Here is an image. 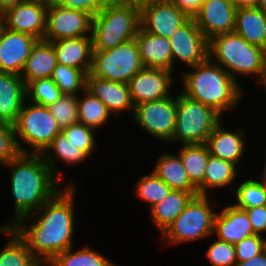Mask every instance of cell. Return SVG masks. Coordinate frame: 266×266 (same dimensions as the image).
<instances>
[{
    "label": "cell",
    "instance_id": "obj_31",
    "mask_svg": "<svg viewBox=\"0 0 266 266\" xmlns=\"http://www.w3.org/2000/svg\"><path fill=\"white\" fill-rule=\"evenodd\" d=\"M236 166L232 162L209 155L204 182L197 188L198 194L207 196L209 188L231 186L237 176Z\"/></svg>",
    "mask_w": 266,
    "mask_h": 266
},
{
    "label": "cell",
    "instance_id": "obj_18",
    "mask_svg": "<svg viewBox=\"0 0 266 266\" xmlns=\"http://www.w3.org/2000/svg\"><path fill=\"white\" fill-rule=\"evenodd\" d=\"M86 90L99 98L112 115L119 116L121 111L126 110L134 112L135 105L126 83L104 80L88 73Z\"/></svg>",
    "mask_w": 266,
    "mask_h": 266
},
{
    "label": "cell",
    "instance_id": "obj_37",
    "mask_svg": "<svg viewBox=\"0 0 266 266\" xmlns=\"http://www.w3.org/2000/svg\"><path fill=\"white\" fill-rule=\"evenodd\" d=\"M237 203L233 204L239 209H248L266 205V187L258 180L247 179L236 190Z\"/></svg>",
    "mask_w": 266,
    "mask_h": 266
},
{
    "label": "cell",
    "instance_id": "obj_12",
    "mask_svg": "<svg viewBox=\"0 0 266 266\" xmlns=\"http://www.w3.org/2000/svg\"><path fill=\"white\" fill-rule=\"evenodd\" d=\"M140 27L157 36L170 38L190 17L170 0H139Z\"/></svg>",
    "mask_w": 266,
    "mask_h": 266
},
{
    "label": "cell",
    "instance_id": "obj_9",
    "mask_svg": "<svg viewBox=\"0 0 266 266\" xmlns=\"http://www.w3.org/2000/svg\"><path fill=\"white\" fill-rule=\"evenodd\" d=\"M134 39L108 50H93L89 74L104 80L126 83L143 68Z\"/></svg>",
    "mask_w": 266,
    "mask_h": 266
},
{
    "label": "cell",
    "instance_id": "obj_19",
    "mask_svg": "<svg viewBox=\"0 0 266 266\" xmlns=\"http://www.w3.org/2000/svg\"><path fill=\"white\" fill-rule=\"evenodd\" d=\"M53 45L57 63L77 68L86 74L92 65L93 44L91 34L50 42Z\"/></svg>",
    "mask_w": 266,
    "mask_h": 266
},
{
    "label": "cell",
    "instance_id": "obj_2",
    "mask_svg": "<svg viewBox=\"0 0 266 266\" xmlns=\"http://www.w3.org/2000/svg\"><path fill=\"white\" fill-rule=\"evenodd\" d=\"M4 166L11 168L15 222L38 210L60 188L41 154L21 153Z\"/></svg>",
    "mask_w": 266,
    "mask_h": 266
},
{
    "label": "cell",
    "instance_id": "obj_29",
    "mask_svg": "<svg viewBox=\"0 0 266 266\" xmlns=\"http://www.w3.org/2000/svg\"><path fill=\"white\" fill-rule=\"evenodd\" d=\"M0 232L10 236L0 250V266H41L42 263L31 253L27 244L11 227H1Z\"/></svg>",
    "mask_w": 266,
    "mask_h": 266
},
{
    "label": "cell",
    "instance_id": "obj_40",
    "mask_svg": "<svg viewBox=\"0 0 266 266\" xmlns=\"http://www.w3.org/2000/svg\"><path fill=\"white\" fill-rule=\"evenodd\" d=\"M94 130L95 129L91 127L77 122L73 125L63 128L62 132L70 142H72L87 156H89L96 146L93 132Z\"/></svg>",
    "mask_w": 266,
    "mask_h": 266
},
{
    "label": "cell",
    "instance_id": "obj_30",
    "mask_svg": "<svg viewBox=\"0 0 266 266\" xmlns=\"http://www.w3.org/2000/svg\"><path fill=\"white\" fill-rule=\"evenodd\" d=\"M178 155L191 183L198 188L203 182L209 159L206 144H182Z\"/></svg>",
    "mask_w": 266,
    "mask_h": 266
},
{
    "label": "cell",
    "instance_id": "obj_32",
    "mask_svg": "<svg viewBox=\"0 0 266 266\" xmlns=\"http://www.w3.org/2000/svg\"><path fill=\"white\" fill-rule=\"evenodd\" d=\"M47 266H116L103 254L89 247L73 252V247L55 255Z\"/></svg>",
    "mask_w": 266,
    "mask_h": 266
},
{
    "label": "cell",
    "instance_id": "obj_15",
    "mask_svg": "<svg viewBox=\"0 0 266 266\" xmlns=\"http://www.w3.org/2000/svg\"><path fill=\"white\" fill-rule=\"evenodd\" d=\"M173 71L143 67L128 82L134 105L170 96Z\"/></svg>",
    "mask_w": 266,
    "mask_h": 266
},
{
    "label": "cell",
    "instance_id": "obj_45",
    "mask_svg": "<svg viewBox=\"0 0 266 266\" xmlns=\"http://www.w3.org/2000/svg\"><path fill=\"white\" fill-rule=\"evenodd\" d=\"M189 17H194L201 9L204 0H170Z\"/></svg>",
    "mask_w": 266,
    "mask_h": 266
},
{
    "label": "cell",
    "instance_id": "obj_14",
    "mask_svg": "<svg viewBox=\"0 0 266 266\" xmlns=\"http://www.w3.org/2000/svg\"><path fill=\"white\" fill-rule=\"evenodd\" d=\"M173 64L179 59L188 67H193L208 58L209 40L190 17L169 38Z\"/></svg>",
    "mask_w": 266,
    "mask_h": 266
},
{
    "label": "cell",
    "instance_id": "obj_34",
    "mask_svg": "<svg viewBox=\"0 0 266 266\" xmlns=\"http://www.w3.org/2000/svg\"><path fill=\"white\" fill-rule=\"evenodd\" d=\"M87 74L81 69L67 67L57 63L51 79L56 83L63 95H78V90L86 89Z\"/></svg>",
    "mask_w": 266,
    "mask_h": 266
},
{
    "label": "cell",
    "instance_id": "obj_11",
    "mask_svg": "<svg viewBox=\"0 0 266 266\" xmlns=\"http://www.w3.org/2000/svg\"><path fill=\"white\" fill-rule=\"evenodd\" d=\"M177 97L168 96L161 100L138 103L134 108V119L155 138L170 141L176 123Z\"/></svg>",
    "mask_w": 266,
    "mask_h": 266
},
{
    "label": "cell",
    "instance_id": "obj_51",
    "mask_svg": "<svg viewBox=\"0 0 266 266\" xmlns=\"http://www.w3.org/2000/svg\"><path fill=\"white\" fill-rule=\"evenodd\" d=\"M260 84L263 85L264 86L263 88L266 89V72H265L264 78Z\"/></svg>",
    "mask_w": 266,
    "mask_h": 266
},
{
    "label": "cell",
    "instance_id": "obj_20",
    "mask_svg": "<svg viewBox=\"0 0 266 266\" xmlns=\"http://www.w3.org/2000/svg\"><path fill=\"white\" fill-rule=\"evenodd\" d=\"M135 40L144 67L173 71L169 38L148 33L139 27Z\"/></svg>",
    "mask_w": 266,
    "mask_h": 266
},
{
    "label": "cell",
    "instance_id": "obj_50",
    "mask_svg": "<svg viewBox=\"0 0 266 266\" xmlns=\"http://www.w3.org/2000/svg\"><path fill=\"white\" fill-rule=\"evenodd\" d=\"M262 178L263 179L261 181H259V182L266 187V164H265V167H264V171L262 173Z\"/></svg>",
    "mask_w": 266,
    "mask_h": 266
},
{
    "label": "cell",
    "instance_id": "obj_33",
    "mask_svg": "<svg viewBox=\"0 0 266 266\" xmlns=\"http://www.w3.org/2000/svg\"><path fill=\"white\" fill-rule=\"evenodd\" d=\"M85 98H78V122L93 129L105 124L111 112L105 104L86 89Z\"/></svg>",
    "mask_w": 266,
    "mask_h": 266
},
{
    "label": "cell",
    "instance_id": "obj_43",
    "mask_svg": "<svg viewBox=\"0 0 266 266\" xmlns=\"http://www.w3.org/2000/svg\"><path fill=\"white\" fill-rule=\"evenodd\" d=\"M58 4L90 13L92 16L100 12L106 5L113 0H54Z\"/></svg>",
    "mask_w": 266,
    "mask_h": 266
},
{
    "label": "cell",
    "instance_id": "obj_4",
    "mask_svg": "<svg viewBox=\"0 0 266 266\" xmlns=\"http://www.w3.org/2000/svg\"><path fill=\"white\" fill-rule=\"evenodd\" d=\"M139 0H113L92 18L93 50H108L136 37Z\"/></svg>",
    "mask_w": 266,
    "mask_h": 266
},
{
    "label": "cell",
    "instance_id": "obj_22",
    "mask_svg": "<svg viewBox=\"0 0 266 266\" xmlns=\"http://www.w3.org/2000/svg\"><path fill=\"white\" fill-rule=\"evenodd\" d=\"M25 101L26 84L21 76L0 72V121L13 125Z\"/></svg>",
    "mask_w": 266,
    "mask_h": 266
},
{
    "label": "cell",
    "instance_id": "obj_3",
    "mask_svg": "<svg viewBox=\"0 0 266 266\" xmlns=\"http://www.w3.org/2000/svg\"><path fill=\"white\" fill-rule=\"evenodd\" d=\"M191 68L192 71L182 74L183 94L212 107L221 115L238 104L243 94L241 85L214 60L208 57Z\"/></svg>",
    "mask_w": 266,
    "mask_h": 266
},
{
    "label": "cell",
    "instance_id": "obj_36",
    "mask_svg": "<svg viewBox=\"0 0 266 266\" xmlns=\"http://www.w3.org/2000/svg\"><path fill=\"white\" fill-rule=\"evenodd\" d=\"M63 94L51 78L36 79L26 85V100L29 103H36L50 106Z\"/></svg>",
    "mask_w": 266,
    "mask_h": 266
},
{
    "label": "cell",
    "instance_id": "obj_35",
    "mask_svg": "<svg viewBox=\"0 0 266 266\" xmlns=\"http://www.w3.org/2000/svg\"><path fill=\"white\" fill-rule=\"evenodd\" d=\"M136 195L140 200L147 202L150 209L162 201L172 190L162 179L157 177L153 172L137 180Z\"/></svg>",
    "mask_w": 266,
    "mask_h": 266
},
{
    "label": "cell",
    "instance_id": "obj_25",
    "mask_svg": "<svg viewBox=\"0 0 266 266\" xmlns=\"http://www.w3.org/2000/svg\"><path fill=\"white\" fill-rule=\"evenodd\" d=\"M234 32L266 50V14L258 7L236 9Z\"/></svg>",
    "mask_w": 266,
    "mask_h": 266
},
{
    "label": "cell",
    "instance_id": "obj_26",
    "mask_svg": "<svg viewBox=\"0 0 266 266\" xmlns=\"http://www.w3.org/2000/svg\"><path fill=\"white\" fill-rule=\"evenodd\" d=\"M158 159L152 172L172 190L198 193V189L189 180L179 155L163 153Z\"/></svg>",
    "mask_w": 266,
    "mask_h": 266
},
{
    "label": "cell",
    "instance_id": "obj_21",
    "mask_svg": "<svg viewBox=\"0 0 266 266\" xmlns=\"http://www.w3.org/2000/svg\"><path fill=\"white\" fill-rule=\"evenodd\" d=\"M214 234L219 240L235 245L242 239L254 235V231L246 211L232 204L216 213Z\"/></svg>",
    "mask_w": 266,
    "mask_h": 266
},
{
    "label": "cell",
    "instance_id": "obj_48",
    "mask_svg": "<svg viewBox=\"0 0 266 266\" xmlns=\"http://www.w3.org/2000/svg\"><path fill=\"white\" fill-rule=\"evenodd\" d=\"M25 1L27 0H0V15L3 14L7 9Z\"/></svg>",
    "mask_w": 266,
    "mask_h": 266
},
{
    "label": "cell",
    "instance_id": "obj_16",
    "mask_svg": "<svg viewBox=\"0 0 266 266\" xmlns=\"http://www.w3.org/2000/svg\"><path fill=\"white\" fill-rule=\"evenodd\" d=\"M38 39L14 32L3 25L0 28V72L21 75L26 60Z\"/></svg>",
    "mask_w": 266,
    "mask_h": 266
},
{
    "label": "cell",
    "instance_id": "obj_7",
    "mask_svg": "<svg viewBox=\"0 0 266 266\" xmlns=\"http://www.w3.org/2000/svg\"><path fill=\"white\" fill-rule=\"evenodd\" d=\"M207 197L194 196L183 212L162 233V240L178 244L212 235L216 213Z\"/></svg>",
    "mask_w": 266,
    "mask_h": 266
},
{
    "label": "cell",
    "instance_id": "obj_42",
    "mask_svg": "<svg viewBox=\"0 0 266 266\" xmlns=\"http://www.w3.org/2000/svg\"><path fill=\"white\" fill-rule=\"evenodd\" d=\"M234 246L238 264L264 252L266 250V238L254 234L242 239Z\"/></svg>",
    "mask_w": 266,
    "mask_h": 266
},
{
    "label": "cell",
    "instance_id": "obj_1",
    "mask_svg": "<svg viewBox=\"0 0 266 266\" xmlns=\"http://www.w3.org/2000/svg\"><path fill=\"white\" fill-rule=\"evenodd\" d=\"M74 186L75 184L69 183L38 210L15 223L2 226L11 227L42 264H47L55 255L73 246L72 237L75 231L73 197L76 188ZM29 217L34 223L26 226L25 221Z\"/></svg>",
    "mask_w": 266,
    "mask_h": 266
},
{
    "label": "cell",
    "instance_id": "obj_10",
    "mask_svg": "<svg viewBox=\"0 0 266 266\" xmlns=\"http://www.w3.org/2000/svg\"><path fill=\"white\" fill-rule=\"evenodd\" d=\"M92 18L93 16L88 12L67 8L54 0H49L43 40L51 42L88 36L92 29Z\"/></svg>",
    "mask_w": 266,
    "mask_h": 266
},
{
    "label": "cell",
    "instance_id": "obj_17",
    "mask_svg": "<svg viewBox=\"0 0 266 266\" xmlns=\"http://www.w3.org/2000/svg\"><path fill=\"white\" fill-rule=\"evenodd\" d=\"M235 13L233 0H204L194 19L203 35L210 40L216 35L234 32Z\"/></svg>",
    "mask_w": 266,
    "mask_h": 266
},
{
    "label": "cell",
    "instance_id": "obj_23",
    "mask_svg": "<svg viewBox=\"0 0 266 266\" xmlns=\"http://www.w3.org/2000/svg\"><path fill=\"white\" fill-rule=\"evenodd\" d=\"M220 122L211 132L206 145L212 156L238 164L245 152L244 131L239 129L237 132L226 131Z\"/></svg>",
    "mask_w": 266,
    "mask_h": 266
},
{
    "label": "cell",
    "instance_id": "obj_52",
    "mask_svg": "<svg viewBox=\"0 0 266 266\" xmlns=\"http://www.w3.org/2000/svg\"><path fill=\"white\" fill-rule=\"evenodd\" d=\"M1 26H2V17L0 15V28H1Z\"/></svg>",
    "mask_w": 266,
    "mask_h": 266
},
{
    "label": "cell",
    "instance_id": "obj_44",
    "mask_svg": "<svg viewBox=\"0 0 266 266\" xmlns=\"http://www.w3.org/2000/svg\"><path fill=\"white\" fill-rule=\"evenodd\" d=\"M243 210L249 217L254 234L261 235L262 232H266V205Z\"/></svg>",
    "mask_w": 266,
    "mask_h": 266
},
{
    "label": "cell",
    "instance_id": "obj_5",
    "mask_svg": "<svg viewBox=\"0 0 266 266\" xmlns=\"http://www.w3.org/2000/svg\"><path fill=\"white\" fill-rule=\"evenodd\" d=\"M208 57L237 81L236 74L256 75L261 83L266 72V50L248 43L235 32L219 34L209 40ZM236 74H235V73Z\"/></svg>",
    "mask_w": 266,
    "mask_h": 266
},
{
    "label": "cell",
    "instance_id": "obj_38",
    "mask_svg": "<svg viewBox=\"0 0 266 266\" xmlns=\"http://www.w3.org/2000/svg\"><path fill=\"white\" fill-rule=\"evenodd\" d=\"M48 108L61 129L78 122V95H62Z\"/></svg>",
    "mask_w": 266,
    "mask_h": 266
},
{
    "label": "cell",
    "instance_id": "obj_46",
    "mask_svg": "<svg viewBox=\"0 0 266 266\" xmlns=\"http://www.w3.org/2000/svg\"><path fill=\"white\" fill-rule=\"evenodd\" d=\"M237 266H266V250L258 256L239 262Z\"/></svg>",
    "mask_w": 266,
    "mask_h": 266
},
{
    "label": "cell",
    "instance_id": "obj_49",
    "mask_svg": "<svg viewBox=\"0 0 266 266\" xmlns=\"http://www.w3.org/2000/svg\"><path fill=\"white\" fill-rule=\"evenodd\" d=\"M257 7L266 14V0H260Z\"/></svg>",
    "mask_w": 266,
    "mask_h": 266
},
{
    "label": "cell",
    "instance_id": "obj_13",
    "mask_svg": "<svg viewBox=\"0 0 266 266\" xmlns=\"http://www.w3.org/2000/svg\"><path fill=\"white\" fill-rule=\"evenodd\" d=\"M48 2L49 0H27L19 3L1 14L2 25L11 31L26 33L43 40Z\"/></svg>",
    "mask_w": 266,
    "mask_h": 266
},
{
    "label": "cell",
    "instance_id": "obj_24",
    "mask_svg": "<svg viewBox=\"0 0 266 266\" xmlns=\"http://www.w3.org/2000/svg\"><path fill=\"white\" fill-rule=\"evenodd\" d=\"M56 65L57 59L53 45L48 41L38 40L20 76L26 85L36 79L51 78Z\"/></svg>",
    "mask_w": 266,
    "mask_h": 266
},
{
    "label": "cell",
    "instance_id": "obj_39",
    "mask_svg": "<svg viewBox=\"0 0 266 266\" xmlns=\"http://www.w3.org/2000/svg\"><path fill=\"white\" fill-rule=\"evenodd\" d=\"M21 153L24 148L16 138L14 126L0 121V163L5 165Z\"/></svg>",
    "mask_w": 266,
    "mask_h": 266
},
{
    "label": "cell",
    "instance_id": "obj_27",
    "mask_svg": "<svg viewBox=\"0 0 266 266\" xmlns=\"http://www.w3.org/2000/svg\"><path fill=\"white\" fill-rule=\"evenodd\" d=\"M197 195L199 194L171 190L162 201L151 208V219L160 229L161 234L183 212L190 200Z\"/></svg>",
    "mask_w": 266,
    "mask_h": 266
},
{
    "label": "cell",
    "instance_id": "obj_41",
    "mask_svg": "<svg viewBox=\"0 0 266 266\" xmlns=\"http://www.w3.org/2000/svg\"><path fill=\"white\" fill-rule=\"evenodd\" d=\"M211 266H237L235 246L217 239L206 251Z\"/></svg>",
    "mask_w": 266,
    "mask_h": 266
},
{
    "label": "cell",
    "instance_id": "obj_28",
    "mask_svg": "<svg viewBox=\"0 0 266 266\" xmlns=\"http://www.w3.org/2000/svg\"><path fill=\"white\" fill-rule=\"evenodd\" d=\"M51 150H53L54 153H52L53 151ZM41 156L50 167L54 177L59 182V174L61 173L56 171L58 170L56 169L57 165H55L57 159H60L67 164L69 163L74 165L75 163H81L82 161L88 158V156L82 150H80L76 145H74L68 140V138L64 135L63 132H60L53 139V141L45 149Z\"/></svg>",
    "mask_w": 266,
    "mask_h": 266
},
{
    "label": "cell",
    "instance_id": "obj_6",
    "mask_svg": "<svg viewBox=\"0 0 266 266\" xmlns=\"http://www.w3.org/2000/svg\"><path fill=\"white\" fill-rule=\"evenodd\" d=\"M220 113L183 93L177 96L176 123L173 138L182 144H205L211 132L222 121Z\"/></svg>",
    "mask_w": 266,
    "mask_h": 266
},
{
    "label": "cell",
    "instance_id": "obj_47",
    "mask_svg": "<svg viewBox=\"0 0 266 266\" xmlns=\"http://www.w3.org/2000/svg\"><path fill=\"white\" fill-rule=\"evenodd\" d=\"M260 0H233L236 9L257 7Z\"/></svg>",
    "mask_w": 266,
    "mask_h": 266
},
{
    "label": "cell",
    "instance_id": "obj_8",
    "mask_svg": "<svg viewBox=\"0 0 266 266\" xmlns=\"http://www.w3.org/2000/svg\"><path fill=\"white\" fill-rule=\"evenodd\" d=\"M26 103L13 124L16 138L20 137L32 147L25 148L24 153L42 154L62 129L48 107L36 103L27 107Z\"/></svg>",
    "mask_w": 266,
    "mask_h": 266
}]
</instances>
